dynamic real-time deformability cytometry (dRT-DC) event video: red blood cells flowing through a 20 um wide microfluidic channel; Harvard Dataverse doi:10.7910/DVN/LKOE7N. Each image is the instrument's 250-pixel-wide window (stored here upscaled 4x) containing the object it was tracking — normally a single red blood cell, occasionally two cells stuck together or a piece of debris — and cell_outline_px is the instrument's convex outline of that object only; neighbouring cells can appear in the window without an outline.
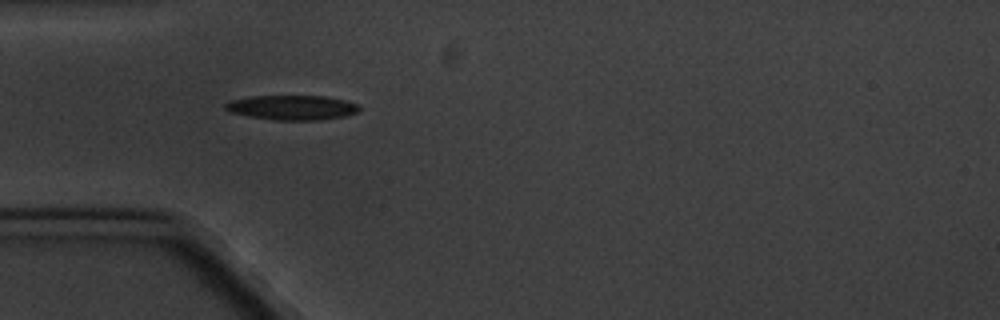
{"species": "common noctule bat (a hibernating species)", "species_latin": "Nyctalus noctula", "temperature_condition": "cold", "stored_images_in_passage": 3, "camera_frame_rate_fps": 3000, "um_per_image_px": 0.085, "animal": {"sex": "male", "body_mass_g": 20.1, "forearm_length_mm": 53.5}, "frame": {"image": 1, "passage_image": 2, "time_ms": 1.333, "image_size_px": [1000, 320], "cell_outline_px": [[360, 108], [356, 112], [344, 116], [320, 120], [272, 120], [248, 116], [232, 112], [224, 108], [224, 104], [228, 100], [248, 96], [324, 96], [344, 100], [356, 104]], "centroid_in_image_um": [24.76, 9.14], "position_along_channel_um": 60.2, "area_um2": 19.25}}